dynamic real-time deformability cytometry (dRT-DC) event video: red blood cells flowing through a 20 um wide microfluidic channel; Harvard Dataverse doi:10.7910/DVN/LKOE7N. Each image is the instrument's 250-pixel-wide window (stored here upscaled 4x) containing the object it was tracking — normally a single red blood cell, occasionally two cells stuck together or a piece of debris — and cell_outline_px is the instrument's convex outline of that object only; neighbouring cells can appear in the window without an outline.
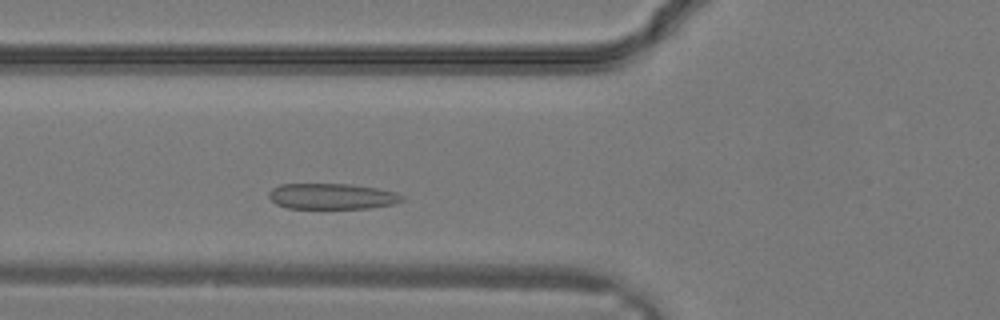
{"species": "common noctule bat (a hibernating species)", "species_latin": "Nyctalus noctula", "temperature_condition": "warm", "stored_images_in_passage": 6, "camera_frame_rate_fps": 3000, "um_per_image_px": 0.085, "animal": {"sex": "male", "body_mass_g": 19.2, "forearm_length_mm": 51.8}, "frame": {"image": 1, "passage_image": 4, "time_ms": 1.0, "image_size_px": [1000, 320], "cell_outline_px": [[404, 200], [392, 204], [368, 208], [288, 208], [276, 204], [268, 196], [268, 192], [272, 188], [280, 184], [352, 184], [376, 188], [396, 192], [404, 196]], "centroid_in_image_um": [28.2, 16.68], "position_along_channel_um": 97.6, "area_um2": 20.0}}
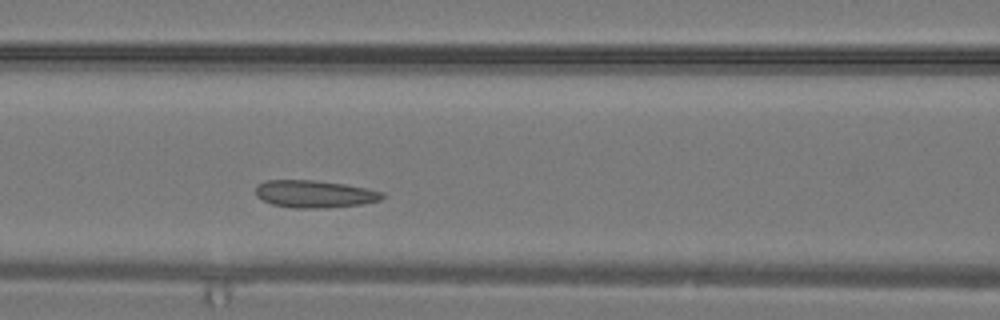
{"frame": {"image": 2, "passage_image": 6, "time_ms": 1.667, "image_size_px": [1000, 320], "cell_outline_px": [[384, 196], [380, 200], [360, 204], [324, 208], [296, 208], [272, 204], [256, 196], [256, 184], [264, 180], [316, 180], [344, 184], [368, 188], [384, 192]], "centroid_in_image_um": [26.73, 16.47], "position_along_channel_um": 139.9, "area_um2": 20.23}}